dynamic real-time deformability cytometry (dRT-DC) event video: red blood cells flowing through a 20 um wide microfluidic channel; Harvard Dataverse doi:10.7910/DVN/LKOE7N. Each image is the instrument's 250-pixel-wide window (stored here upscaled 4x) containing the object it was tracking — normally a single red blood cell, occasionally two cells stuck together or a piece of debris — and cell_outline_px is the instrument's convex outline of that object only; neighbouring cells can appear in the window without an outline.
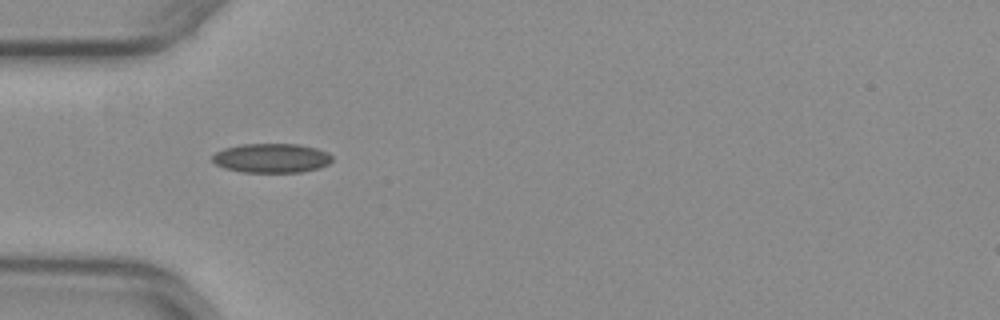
{"species": "common noctule bat (a hibernating species)", "species_latin": "Nyctalus noctula", "temperature_condition": "warm", "stored_images_in_passage": 37, "camera_frame_rate_fps": 3000, "um_per_image_px": 0.085, "animal": {"sex": "female", "body_mass_g": 29.2, "forearm_length_mm": 56.3}, "frame": {"image": 1, "passage_image": 1, "time_ms": 0.0, "image_size_px": [1000, 320], "cell_outline_px": [[332, 160], [328, 164], [320, 168], [300, 172], [244, 172], [224, 168], [216, 164], [212, 160], [212, 156], [216, 152], [224, 148], [244, 144], [300, 144], [316, 148], [328, 152], [332, 156]], "centroid_in_image_um": [23.1, 13.43], "position_along_channel_um": 61.9, "area_um2": 20.46}}
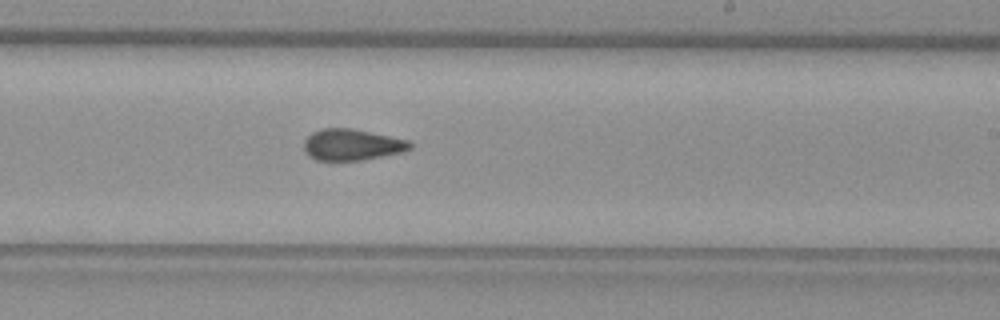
{"frame": {"image": 2, "passage_image": 16, "time_ms": 5.0, "image_size_px": [1000, 320], "cell_outline_px": [[412, 148], [404, 152], [364, 160], [316, 160], [308, 156], [304, 152], [304, 140], [312, 132], [320, 128], [352, 128], [408, 140], [412, 144]], "centroid_in_image_um": [29.9, 12.3], "position_along_channel_um": 259.1, "area_um2": 19.54}}
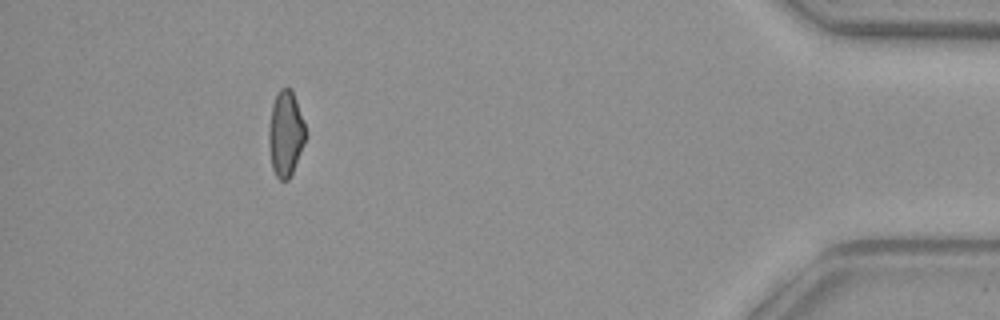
{"frame": {"image": 3, "passage_image": 32, "time_ms": 10.333, "image_size_px": [1000, 320], "cell_outline_px": [[308, 136], [292, 172], [288, 180], [280, 180], [276, 176], [272, 168], [268, 140], [268, 136], [272, 104], [280, 88], [292, 88]], "centroid_in_image_um": [24.29, 11.36], "position_along_channel_um": 410.9, "area_um2": 18.26}, "authors_computed_cell_mechanics": {"area_um2": 19.363, "velocity_mm_per_s": 3.9758, "shape_relaxation_time_tau1_ms": null, "shape_relaxation_time_tau2_ms": 2.2945, "deformation_change_tau1": null, "deformation_change_tau2": 0.1006}}